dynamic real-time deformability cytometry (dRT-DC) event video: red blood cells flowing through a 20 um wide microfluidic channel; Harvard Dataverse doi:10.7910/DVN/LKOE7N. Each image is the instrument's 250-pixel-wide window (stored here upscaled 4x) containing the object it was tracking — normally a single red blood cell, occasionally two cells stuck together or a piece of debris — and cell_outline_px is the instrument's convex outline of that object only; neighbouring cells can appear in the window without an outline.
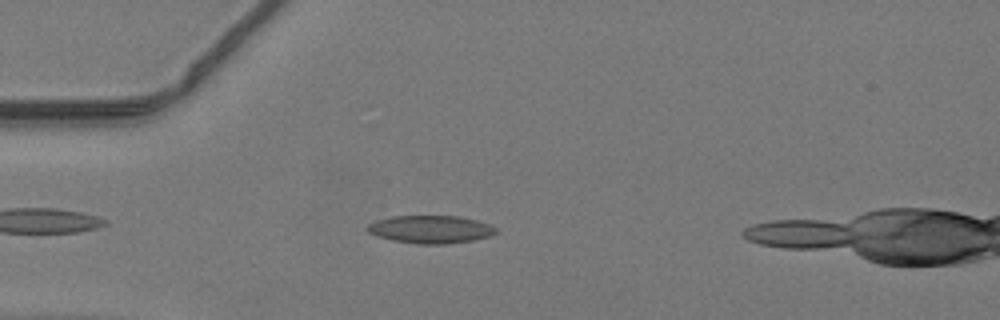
{"species": "common noctule bat (a hibernating species)", "species_latin": "Nyctalus noctula", "temperature_condition": "warm", "stored_images_in_passage": 24, "camera_frame_rate_fps": 3000, "um_per_image_px": 0.085, "animal": {"sex": "male", "body_mass_g": 19.2, "forearm_length_mm": 51.8}, "frame": {"image": 1, "passage_image": 6, "time_ms": 1.667, "image_size_px": [1000, 320], "cell_outline_px": [[496, 232], [488, 236], [472, 240], [444, 244], [420, 244], [392, 240], [376, 236], [368, 232], [368, 224], [376, 220], [392, 216], [460, 216], [476, 220], [488, 224], [496, 228]], "centroid_in_image_um": [36.57, 19.49], "position_along_channel_um": 48.4, "area_um2": 20.63}}
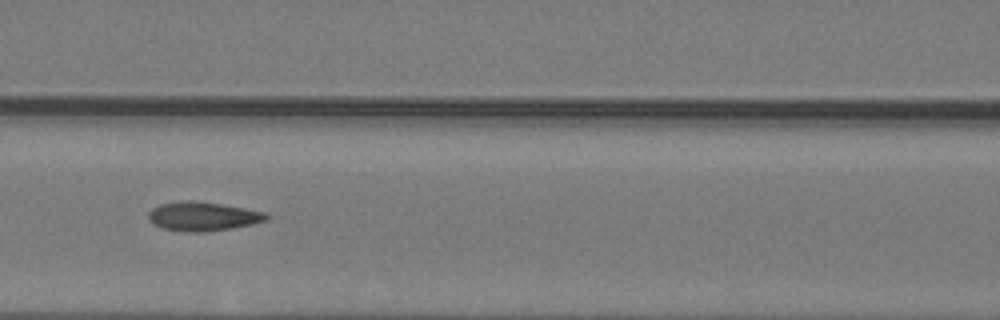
{"frame": {"image": 2, "passage_image": 14, "time_ms": 4.333, "image_size_px": [1000, 320], "cell_outline_px": [[268, 220], [252, 224], [232, 228], [204, 232], [184, 232], [160, 228], [152, 224], [148, 220], [148, 212], [152, 208], [160, 204], [180, 200], [184, 200], [220, 204], [244, 208], [264, 212], [268, 216]], "centroid_in_image_um": [17.18, 18.4], "position_along_channel_um": 149.4, "area_um2": 20.0}}
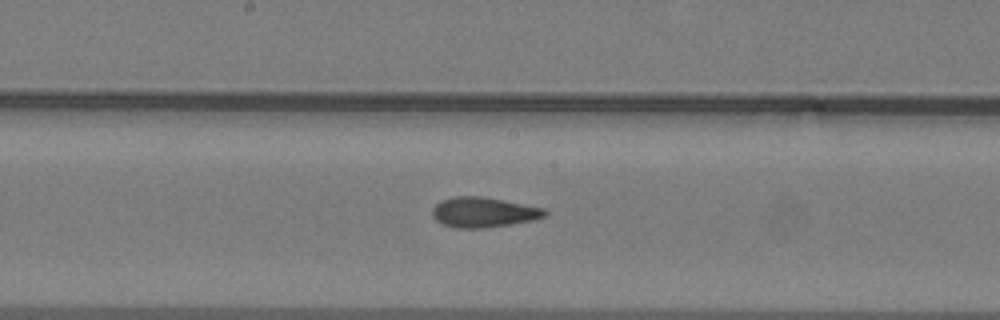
{"frame": {"image": 3, "passage_image": 18, "time_ms": 5.667, "image_size_px": [1000, 320], "cell_outline_px": [[548, 216], [532, 220], [484, 228], [456, 228], [444, 224], [436, 220], [432, 216], [432, 208], [440, 200], [456, 196], [480, 196], [544, 208], [548, 212]], "centroid_in_image_um": [41.08, 18.04], "position_along_channel_um": 207.1, "area_um2": 19.59}}